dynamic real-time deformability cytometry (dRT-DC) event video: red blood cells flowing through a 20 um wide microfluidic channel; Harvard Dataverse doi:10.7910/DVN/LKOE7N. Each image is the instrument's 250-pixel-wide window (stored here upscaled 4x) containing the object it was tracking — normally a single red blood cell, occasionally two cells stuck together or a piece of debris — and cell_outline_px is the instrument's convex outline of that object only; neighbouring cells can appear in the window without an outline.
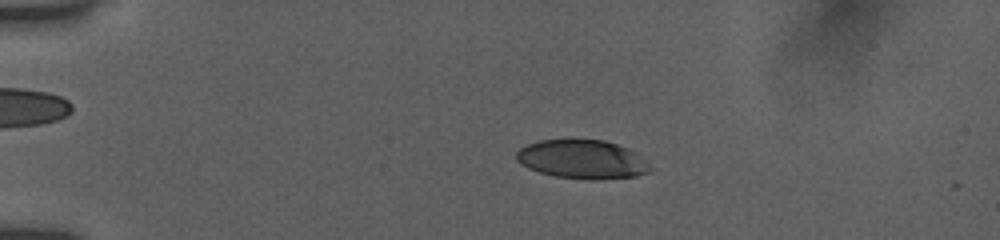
{"species": "human", "species_latin": "Homo sapiens", "temperature_condition": "room temperature", "stored_images_in_passage": 43, "camera_frame_rate_fps": 3000, "um_per_image_px": 0.085, "donor": {"sex": "female"}, "frame": {"image": 1, "passage_image": 2, "time_ms": 0.333, "image_size_px": [1000, 240], "cell_outline_px": [[656, 168], [648, 172], [636, 176], [600, 180], [596, 180], [556, 176], [540, 172], [528, 168], [520, 164], [516, 160], [516, 152], [520, 148], [528, 144], [540, 140], [604, 140], [628, 148], [636, 152]], "centroid_in_image_um": [49.54, 13.55], "position_along_channel_um": 35.5, "area_um2": 30.4}}
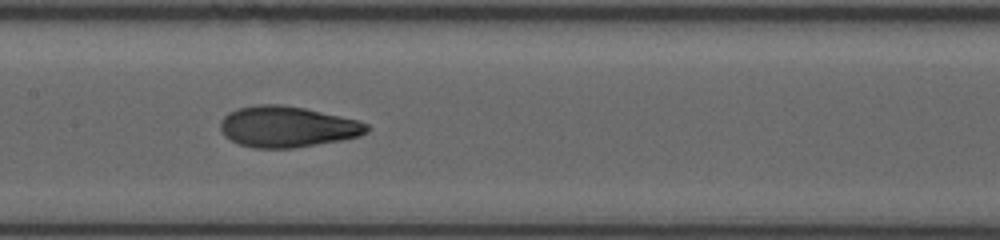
{"frame": {"image": 2, "passage_image": 18, "time_ms": 5.667, "image_size_px": [1000, 240], "cell_outline_px": [[372, 128], [368, 132], [360, 136], [340, 140], [292, 148], [256, 148], [240, 144], [224, 136], [220, 128], [220, 120], [228, 112], [240, 108], [256, 104], [280, 104], [304, 108], [360, 120], [368, 124]], "centroid_in_image_um": [24.44, 10.76], "position_along_channel_um": 183.0, "area_um2": 35.03}}
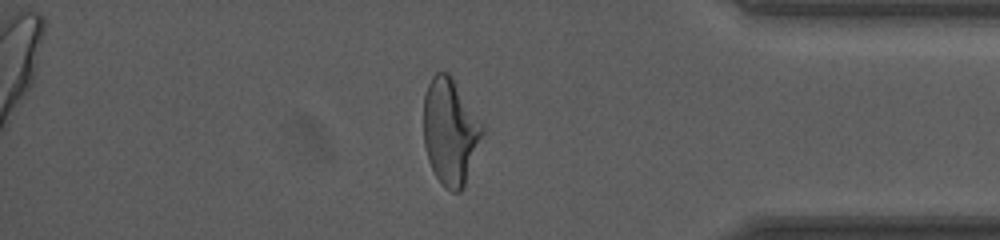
{"frame": {"image": 3, "passage_image": 36, "time_ms": 11.667, "image_size_px": [1000, 240], "cell_outline_px": [[488, 128], [464, 188], [460, 192], [452, 192], [444, 188], [440, 184], [428, 160], [424, 144], [424, 96], [428, 84], [432, 76], [436, 72], [448, 72], [452, 76]], "centroid_in_image_um": [38.34, 11.2], "position_along_channel_um": 396.9, "area_um2": 37.69}, "authors_computed_cell_mechanics": {"area_um2": 34.391, "velocity_mm_per_s": 3.9182, "shape_relaxation_time_tau1_ms": 4.8982, "shape_relaxation_time_tau2_ms": 1.2178, "deformation_change_tau1": 0.1852, "deformation_change_tau2": 0.0759}}